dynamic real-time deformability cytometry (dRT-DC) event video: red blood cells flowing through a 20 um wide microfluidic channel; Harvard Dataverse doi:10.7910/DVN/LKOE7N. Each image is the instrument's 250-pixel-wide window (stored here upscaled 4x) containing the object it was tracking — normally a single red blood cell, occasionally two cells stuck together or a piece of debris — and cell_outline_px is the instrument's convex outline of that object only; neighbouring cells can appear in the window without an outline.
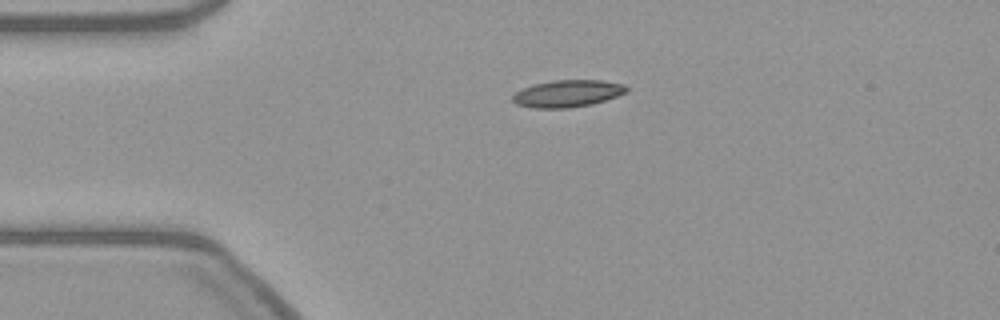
{"species": "common noctule bat (a hibernating species)", "species_latin": "Nyctalus noctula", "temperature_condition": "warm", "stored_images_in_passage": 44, "camera_frame_rate_fps": 3000, "um_per_image_px": 0.085, "animal": {"sex": "female", "body_mass_g": 21.9}, "frame": {"image": 1, "passage_image": 1, "time_ms": 0.0, "image_size_px": [1000, 320], "cell_outline_px": [[628, 92], [592, 104], [568, 108], [536, 108], [516, 104], [512, 100], [512, 96], [516, 92], [524, 88], [536, 84], [552, 80], [600, 80], [624, 84], [628, 88]], "centroid_in_image_um": [48.25, 7.95], "position_along_channel_um": 36.7, "area_um2": 17.8}}
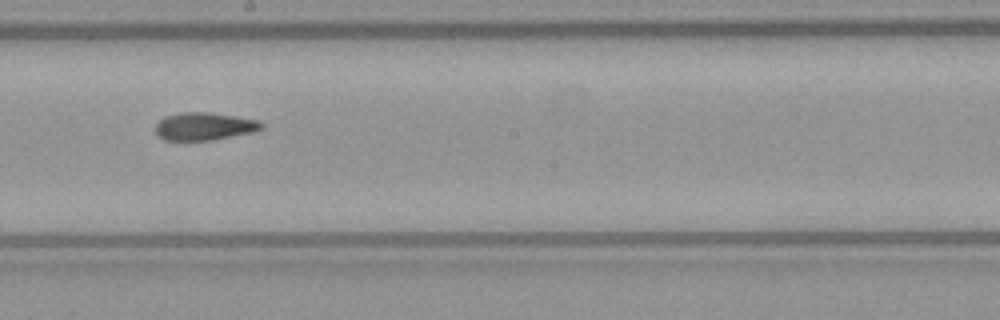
{"frame": {"image": 2, "passage_image": 19, "time_ms": 6.0, "image_size_px": [1000, 320], "cell_outline_px": [[264, 128], [256, 132], [212, 140], [164, 140], [156, 136], [156, 124], [164, 116], [180, 112], [212, 112], [260, 120], [264, 124]], "centroid_in_image_um": [17.4, 10.73], "position_along_channel_um": 230.8, "area_um2": 17.51}}
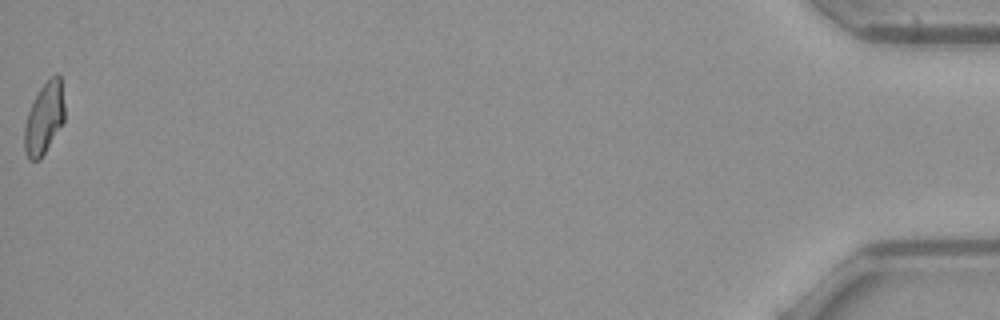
{"frame": {"image": 3, "passage_image": 44, "time_ms": 14.333, "image_size_px": [1000, 320], "cell_outline_px": [[64, 120], [40, 160], [28, 160], [24, 152], [24, 128], [28, 112], [40, 88], [56, 72], [60, 76], [64, 104]], "centroid_in_image_um": [3.74, 10.08], "position_along_channel_um": 431.5, "area_um2": 16.53}}